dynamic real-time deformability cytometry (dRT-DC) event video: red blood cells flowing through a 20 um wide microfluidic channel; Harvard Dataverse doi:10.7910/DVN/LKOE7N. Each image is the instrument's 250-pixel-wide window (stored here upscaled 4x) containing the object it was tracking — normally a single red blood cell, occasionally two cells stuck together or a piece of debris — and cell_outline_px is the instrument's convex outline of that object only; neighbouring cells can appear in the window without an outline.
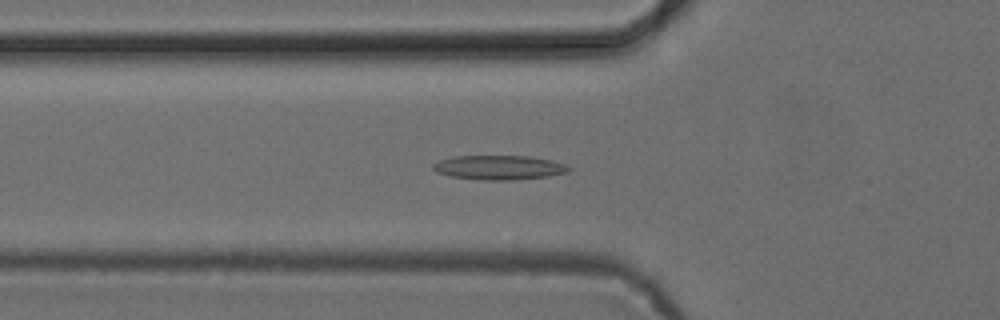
{"species": "common noctule bat (a hibernating species)", "species_latin": "Nyctalus noctula", "temperature_condition": "cold", "stored_images_in_passage": 46, "camera_frame_rate_fps": 3000, "um_per_image_px": 0.085, "animal": {"sex": "female", "body_mass_g": 24.6, "forearm_length_mm": 56.2}, "frame": {"image": 1, "passage_image": 12, "time_ms": 3.667, "image_size_px": [1000, 320], "cell_outline_px": [[572, 168], [568, 172], [548, 176], [508, 180], [480, 180], [452, 176], [436, 172], [432, 168], [432, 164], [440, 160], [452, 156], [532, 156], [552, 160], [564, 164]], "centroid_in_image_um": [42.41, 14.23], "position_along_channel_um": 83.4, "area_um2": 19.25}}
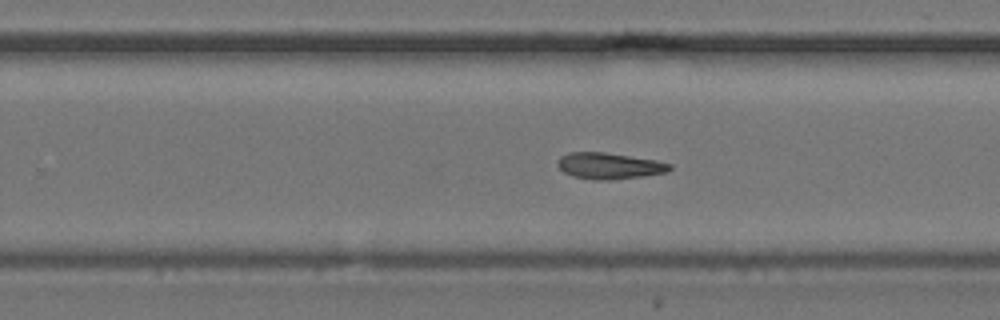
{"frame": {"image": 2, "passage_image": 27, "time_ms": 8.667, "image_size_px": [1000, 320], "cell_outline_px": [[672, 168], [668, 172], [644, 176], [612, 180], [592, 180], [572, 176], [564, 172], [556, 164], [560, 156], [568, 152], [604, 152], [656, 160], [672, 164]], "centroid_in_image_um": [51.78, 14.1], "position_along_channel_um": 278.0, "area_um2": 17.34}}
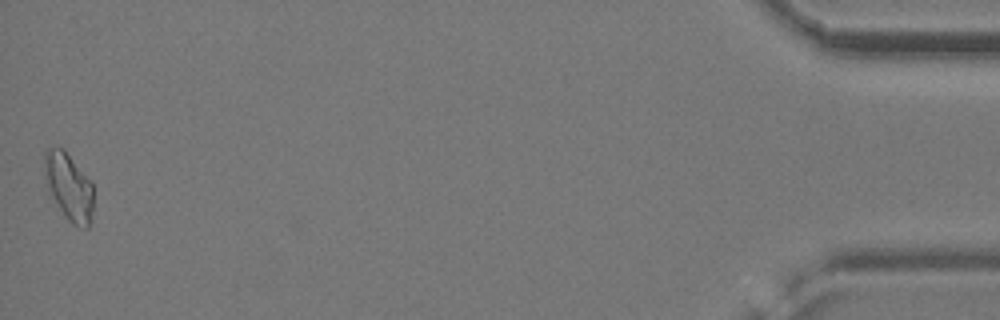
{"frame": {"image": 3, "passage_image": 46, "time_ms": 15.0, "image_size_px": [1000, 320], "cell_outline_px": [[92, 212], [88, 228], [84, 228], [72, 224], [64, 216], [52, 196], [48, 188], [44, 172], [44, 152], [48, 148], [64, 148], [92, 184]], "centroid_in_image_um": [5.83, 15.86], "position_along_channel_um": 429.4, "area_um2": 18.84}, "authors_computed_cell_mechanics": {"area_um2": 17.4556, "velocity_mm_per_s": 3.887, "shape_relaxation_time_tau1_ms": null, "shape_relaxation_time_tau2_ms": 4.3677, "deformation_change_tau1": null, "deformation_change_tau2": 0.1133}}